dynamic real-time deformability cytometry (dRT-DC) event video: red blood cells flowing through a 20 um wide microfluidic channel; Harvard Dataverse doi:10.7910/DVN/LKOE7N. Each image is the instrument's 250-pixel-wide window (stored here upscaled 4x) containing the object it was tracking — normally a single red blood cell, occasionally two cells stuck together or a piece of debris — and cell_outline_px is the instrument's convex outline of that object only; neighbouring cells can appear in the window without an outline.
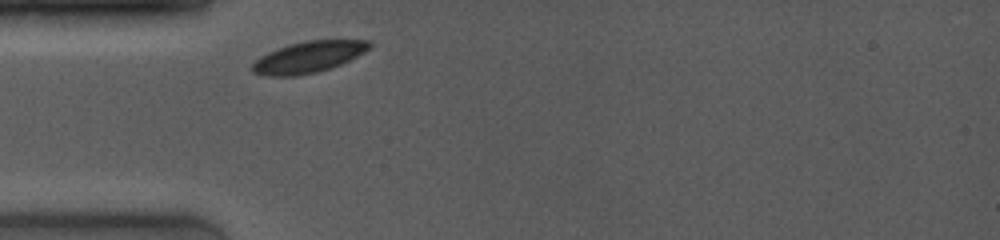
{"species": "common noctule bat (a hibernating species)", "species_latin": "Nyctalus noctula", "temperature_condition": "room temperature", "stored_images_in_passage": 1, "camera_frame_rate_fps": 4000, "um_per_image_px": 0.085, "animal": {"sex": "female", "body_mass_g": 19.0, "forearm_length_mm": 53.3}, "frame": {"image": 1, "passage_image": 1, "time_ms": 0.0, "image_size_px": [1000, 240], "cell_outline_px": [[372, 44], [364, 52], [340, 64], [316, 72], [296, 76], [268, 76], [252, 72], [252, 64], [260, 56], [268, 52], [292, 44], [308, 40], [372, 40]], "centroid_in_image_um": [26.21, 4.85], "position_along_channel_um": 58.8, "area_um2": 20.98}}